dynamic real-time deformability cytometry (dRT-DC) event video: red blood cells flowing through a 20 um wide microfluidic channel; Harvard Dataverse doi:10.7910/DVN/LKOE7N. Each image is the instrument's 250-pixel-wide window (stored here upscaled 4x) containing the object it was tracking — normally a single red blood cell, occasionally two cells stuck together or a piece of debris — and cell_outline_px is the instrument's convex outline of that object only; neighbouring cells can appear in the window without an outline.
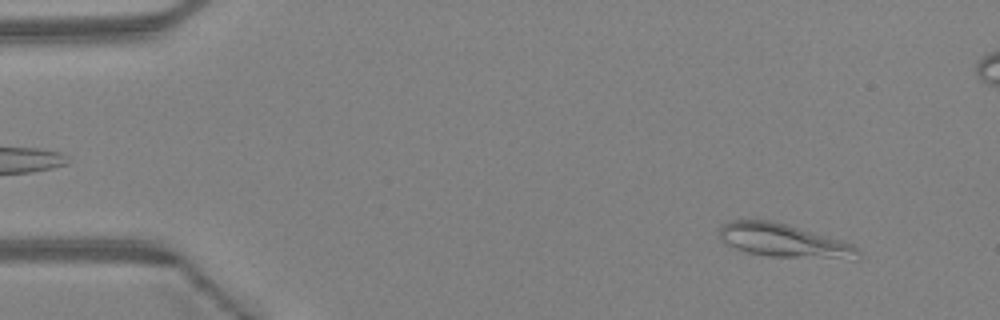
{"species": "Egyptian fruit bat (a non-hibernating species)", "species_latin": "Rousettus aegyptiacus", "temperature_condition": "warm", "stored_images_in_passage": 47, "camera_frame_rate_fps": 3000, "um_per_image_px": 0.085, "animal": {"sex": "female"}, "frame": {"image": 1, "passage_image": 5, "time_ms": 1.333, "image_size_px": [1000, 320], "cell_outline_px": [[860, 256], [856, 260], [848, 260], [768, 256], [748, 252], [736, 248], [720, 240], [720, 228], [724, 224], [732, 220], [772, 220], [844, 240], [860, 248]], "centroid_in_image_um": [66.74, 20.48], "position_along_channel_um": 18.3, "area_um2": 27.4}}
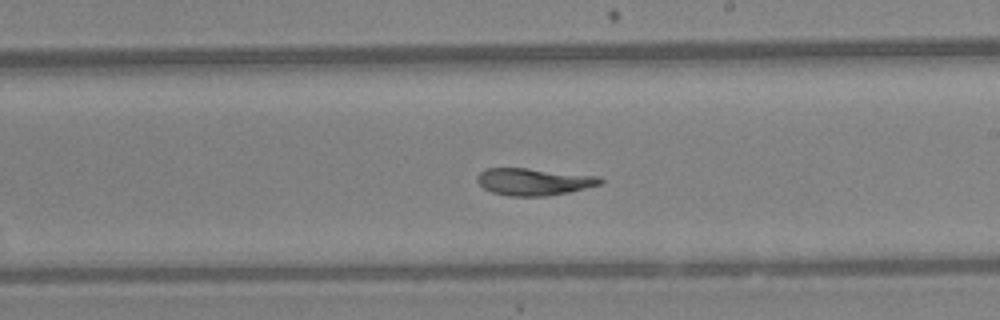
{"frame": {"image": 2, "passage_image": 27, "time_ms": 8.667, "image_size_px": [1000, 320], "cell_outline_px": [[604, 180], [600, 184], [568, 192], [544, 196], [508, 196], [492, 192], [484, 188], [476, 180], [476, 176], [484, 168], [528, 168], [600, 176]], "centroid_in_image_um": [45.34, 15.43], "position_along_channel_um": 243.7, "area_um2": 19.42}}
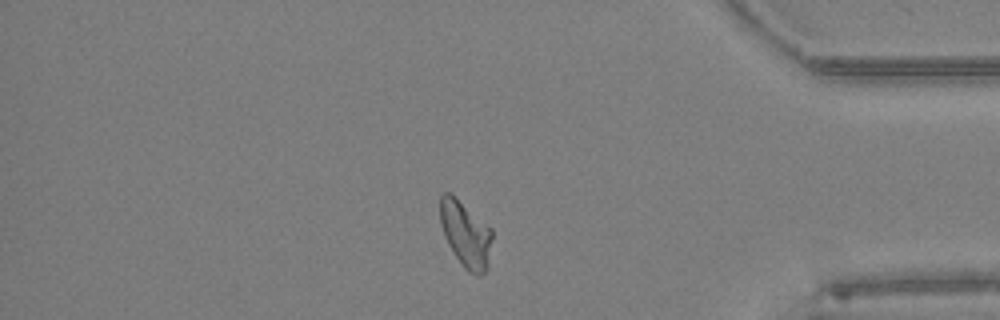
{"frame": {"image": 3, "passage_image": 39, "time_ms": 12.667, "image_size_px": [1000, 320], "cell_outline_px": [[492, 240], [488, 264], [484, 272], [480, 276], [476, 276], [468, 272], [464, 268], [448, 244], [444, 236], [440, 224], [440, 196], [444, 192], [448, 192], [492, 228]], "centroid_in_image_um": [39.58, 19.93], "position_along_channel_um": 395.6, "area_um2": 19.83}, "authors_computed_cell_mechanics": {"area_um2": 20.23, "velocity_mm_per_s": 4.4849, "shape_relaxation_time_tau1_ms": 4.9366, "shape_relaxation_time_tau2_ms": 1.9954, "deformation_change_tau1": 0.1756, "deformation_change_tau2": 0.0893}}